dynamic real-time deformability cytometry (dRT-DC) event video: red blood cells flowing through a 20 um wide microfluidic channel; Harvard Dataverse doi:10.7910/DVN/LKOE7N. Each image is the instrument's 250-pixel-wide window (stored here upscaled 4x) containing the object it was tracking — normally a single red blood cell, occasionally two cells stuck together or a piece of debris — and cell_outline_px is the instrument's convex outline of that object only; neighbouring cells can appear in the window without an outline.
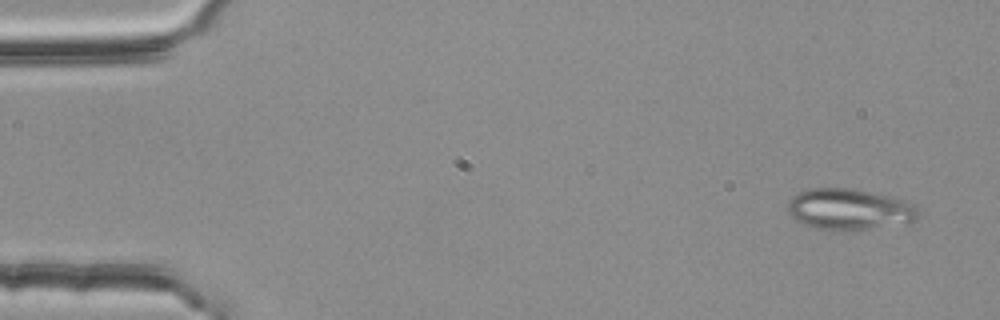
{"species": "common noctule bat (a hibernating species)", "species_latin": "Nyctalus noctula", "temperature_condition": "room temperature", "stored_images_in_passage": 52, "camera_frame_rate_fps": 3000, "um_per_image_px": 0.085, "animal": {"sex": "female", "body_mass_g": 25.1}, "frame": {"image": 1, "passage_image": 1, "time_ms": 0.0, "image_size_px": [1000, 320], "cell_outline_px": [[924, 216], [908, 224], [864, 228], [816, 228], [804, 224], [796, 220], [788, 212], [788, 200], [792, 196], [804, 188], [852, 188], [904, 200], [912, 204]], "centroid_in_image_um": [72.21, 17.76], "position_along_channel_um": 12.8, "area_um2": 30.92}}
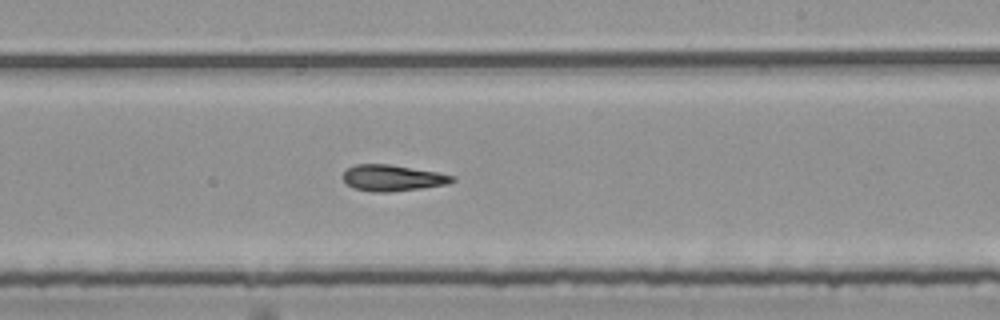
{"frame": {"image": 2, "passage_image": 30, "time_ms": 9.667, "image_size_px": [1000, 320], "cell_outline_px": [[456, 180], [448, 184], [392, 192], [372, 192], [356, 188], [348, 184], [344, 180], [344, 172], [348, 168], [356, 164], [392, 164], [436, 172], [456, 176]], "centroid_in_image_um": [33.41, 15.12], "position_along_channel_um": 255.6, "area_um2": 16.59}}
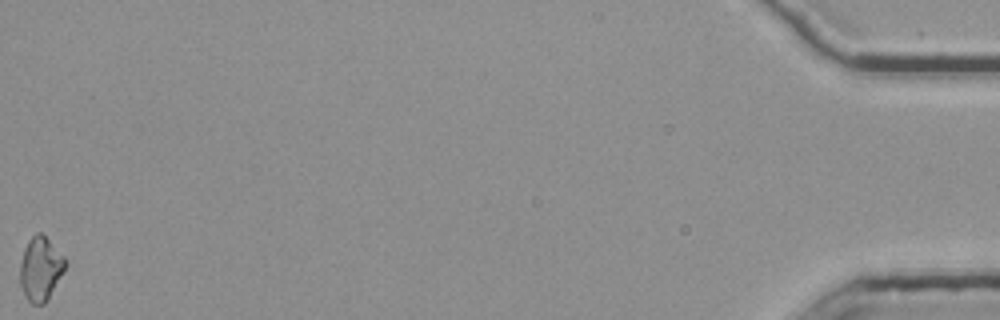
{"frame": {"image": 3, "passage_image": 52, "time_ms": 17.0, "image_size_px": [1000, 320], "cell_outline_px": [[68, 264], [64, 272], [48, 300], [44, 304], [32, 304], [24, 296], [20, 284], [20, 264], [24, 248], [28, 240], [36, 232], [40, 232], [64, 256]], "centroid_in_image_um": [3.45, 22.87], "position_along_channel_um": 431.7, "area_um2": 16.99}, "authors_computed_cell_mechanics": {"area_um2": 16.7042, "velocity_mm_per_s": 3.7892, "shape_relaxation_time_tau1_ms": null, "shape_relaxation_time_tau2_ms": 4.7767, "deformation_change_tau1": null, "deformation_change_tau2": 0.1519}}